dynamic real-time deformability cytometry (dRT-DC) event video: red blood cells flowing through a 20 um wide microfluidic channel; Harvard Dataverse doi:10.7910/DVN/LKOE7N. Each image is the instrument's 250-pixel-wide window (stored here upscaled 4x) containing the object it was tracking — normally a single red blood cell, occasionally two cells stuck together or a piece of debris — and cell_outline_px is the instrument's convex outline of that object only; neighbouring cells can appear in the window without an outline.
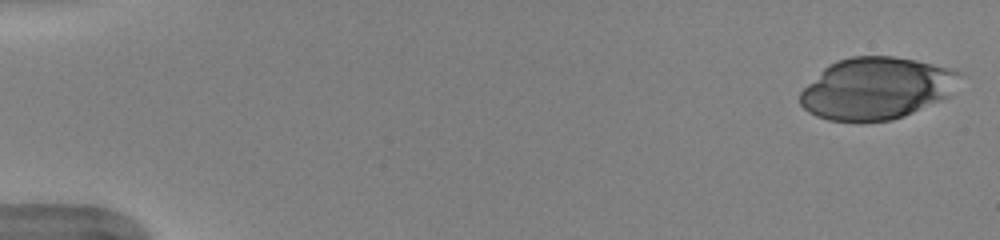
{"species": "human", "species_latin": "Homo sapiens", "temperature_condition": "warm", "stored_images_in_passage": 49, "camera_frame_rate_fps": 3000, "um_per_image_px": 0.085, "donor": {"sex": "female"}, "frame": {"image": 1, "passage_image": 1, "time_ms": 0.0, "image_size_px": [1000, 240], "cell_outline_px": [[960, 72], [948, 96], [940, 100], [904, 116], [892, 120], [860, 124], [828, 120], [816, 116], [808, 112], [800, 104], [800, 92], [828, 64], [852, 56], [892, 56], [916, 60], [956, 68]], "centroid_in_image_um": [74.46, 7.54], "position_along_channel_um": 10.5, "area_um2": 57.8}}
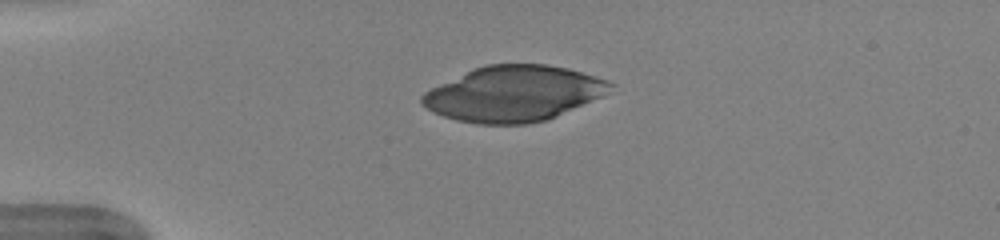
{"frame": {"image": 2, "passage_image": 12, "time_ms": 3.667, "image_size_px": [1000, 240], "cell_outline_px": [[616, 84], [604, 96], [548, 120], [528, 124], [476, 124], [456, 120], [432, 112], [420, 104], [420, 96], [424, 92], [472, 68], [488, 64], [544, 64], [568, 68], [596, 76], [608, 80]], "centroid_in_image_um": [43.67, 7.96], "position_along_channel_um": 41.3, "area_um2": 61.33}}